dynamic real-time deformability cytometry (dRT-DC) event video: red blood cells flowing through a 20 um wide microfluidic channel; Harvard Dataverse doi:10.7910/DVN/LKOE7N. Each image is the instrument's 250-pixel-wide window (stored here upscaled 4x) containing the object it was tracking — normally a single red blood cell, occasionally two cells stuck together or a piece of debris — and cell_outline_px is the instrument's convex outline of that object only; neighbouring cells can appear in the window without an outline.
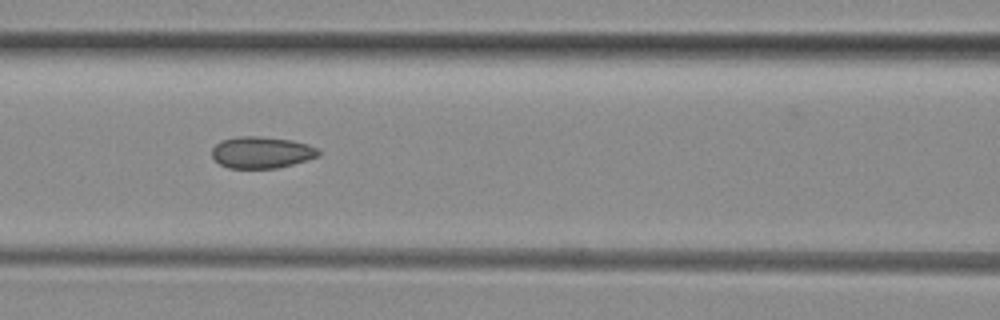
{"species": "common noctule bat (a hibernating species)", "species_latin": "Nyctalus noctula", "temperature_condition": "room temperature", "stored_images_in_passage": 8, "camera_frame_rate_fps": 3000, "um_per_image_px": 0.085, "animal": {"sex": "female", "body_mass_g": 29.2, "forearm_length_mm": 56.3}, "frame": {"image": 1, "passage_image": 6, "time_ms": 5.667, "image_size_px": [1000, 320], "cell_outline_px": [[320, 156], [292, 164], [276, 168], [228, 168], [220, 164], [212, 156], [212, 148], [220, 140], [240, 136], [260, 136], [292, 140], [308, 144], [316, 148], [320, 152]], "centroid_in_image_um": [22.22, 12.95], "position_along_channel_um": 144.4, "area_um2": 19.65}}
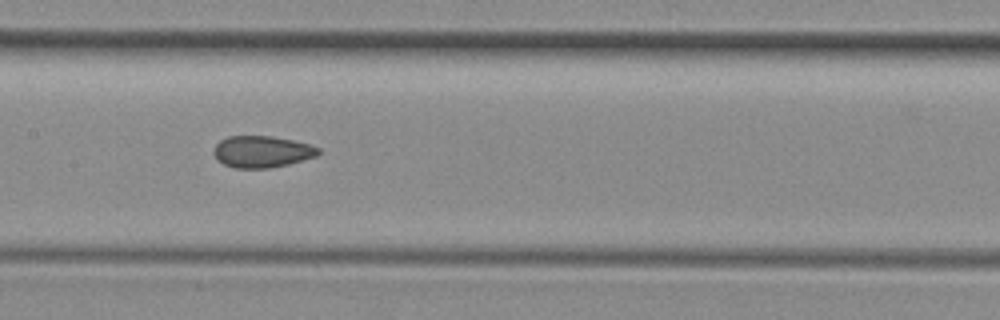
{"frame": {"image": 2, "passage_image": 7, "time_ms": 6.667, "image_size_px": [1000, 320], "cell_outline_px": [[320, 152], [316, 156], [288, 164], [268, 168], [236, 168], [224, 164], [212, 152], [216, 144], [220, 140], [228, 136], [272, 136], [312, 144], [320, 148]], "centroid_in_image_um": [22.28, 12.88], "position_along_channel_um": 185.1, "area_um2": 19.25}}